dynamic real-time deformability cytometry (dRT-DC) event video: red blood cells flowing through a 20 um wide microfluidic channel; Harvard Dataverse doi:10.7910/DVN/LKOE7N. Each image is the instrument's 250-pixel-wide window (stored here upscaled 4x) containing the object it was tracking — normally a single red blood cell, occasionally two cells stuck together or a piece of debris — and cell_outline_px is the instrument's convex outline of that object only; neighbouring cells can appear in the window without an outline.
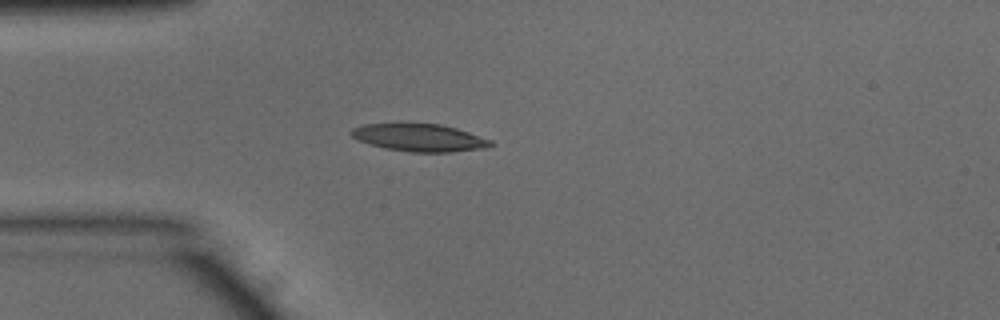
{"species": "common noctule bat (a hibernating species)", "species_latin": "Nyctalus noctula", "temperature_condition": "warm", "stored_images_in_passage": 5, "camera_frame_rate_fps": 3000, "um_per_image_px": 0.085, "animal": {"sex": "male", "body_mass_g": 15.6}, "frame": {"image": 1, "passage_image": 1, "time_ms": 0.0, "image_size_px": [1000, 320], "cell_outline_px": [[496, 144], [488, 148], [452, 152], [412, 152], [388, 148], [372, 144], [360, 140], [352, 136], [348, 132], [352, 128], [364, 124], [400, 120], [440, 124], [456, 128], [492, 140]], "centroid_in_image_um": [35.65, 11.64], "position_along_channel_um": 49.4, "area_um2": 23.24}}
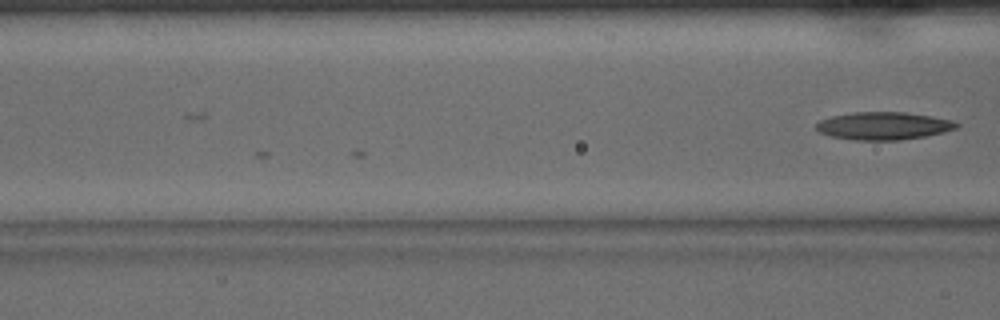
{"frame": {"image": 2, "passage_image": 5, "time_ms": 1.333, "image_size_px": [1000, 320], "cell_outline_px": [[960, 124], [956, 128], [944, 132], [924, 136], [896, 140], [856, 140], [832, 136], [820, 132], [816, 128], [816, 124], [820, 120], [832, 116], [852, 112], [904, 112], [932, 116], [952, 120]], "centroid_in_image_um": [75.11, 10.69], "position_along_channel_um": 91.5, "area_um2": 22.48}}